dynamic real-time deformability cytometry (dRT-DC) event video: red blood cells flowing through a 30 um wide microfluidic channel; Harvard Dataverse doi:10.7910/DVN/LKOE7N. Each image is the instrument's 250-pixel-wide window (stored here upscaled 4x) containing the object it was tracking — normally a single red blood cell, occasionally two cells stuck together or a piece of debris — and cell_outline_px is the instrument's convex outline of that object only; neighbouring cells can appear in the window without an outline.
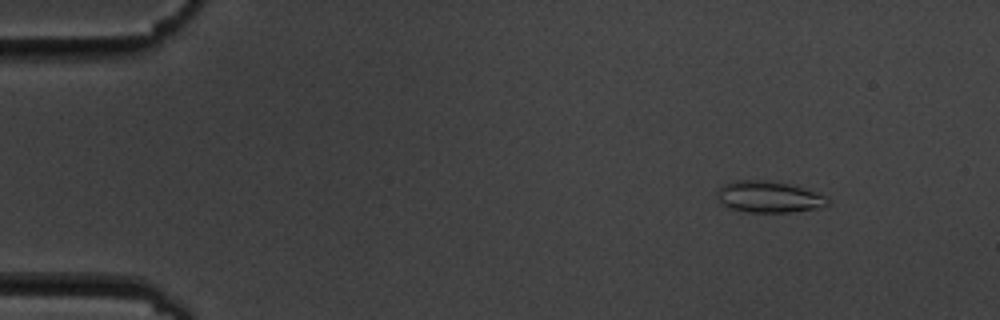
{"species": "common noctule bat (a hibernating species)", "species_latin": "Nyctalus noctula", "temperature_condition": "cold", "stored_images_in_passage": 5, "camera_frame_rate_fps": 3000, "um_per_image_px": 0.085, "animal": {"sex": "male", "body_mass_g": 19.5, "forearm_length_mm": 54.6}, "frame": {"image": 1, "passage_image": 2, "time_ms": 2.0, "image_size_px": [1000, 320], "cell_outline_px": [[828, 204], [820, 208], [788, 212], [748, 212], [732, 208], [720, 204], [716, 196], [716, 192], [724, 184], [736, 180], [768, 180], [788, 184], [824, 196], [828, 200]], "centroid_in_image_um": [65.27, 16.74], "position_along_channel_um": 19.7, "area_um2": 19.94}}
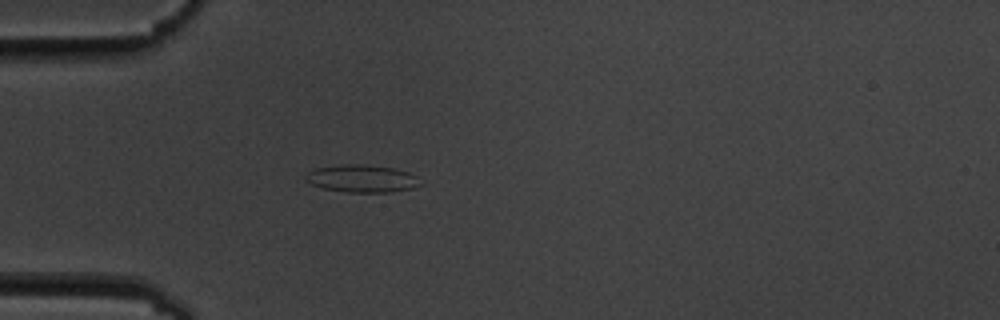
{"frame": {"image": 2, "passage_image": 5, "time_ms": 5.333, "image_size_px": [1000, 320], "cell_outline_px": [[424, 184], [412, 188], [388, 192], [348, 192], [324, 188], [312, 184], [304, 180], [304, 176], [308, 172], [316, 168], [344, 164], [364, 164], [392, 168], [408, 172], [416, 176]], "centroid_in_image_um": [30.77, 15.17], "position_along_channel_um": 54.2, "area_um2": 18.32}}